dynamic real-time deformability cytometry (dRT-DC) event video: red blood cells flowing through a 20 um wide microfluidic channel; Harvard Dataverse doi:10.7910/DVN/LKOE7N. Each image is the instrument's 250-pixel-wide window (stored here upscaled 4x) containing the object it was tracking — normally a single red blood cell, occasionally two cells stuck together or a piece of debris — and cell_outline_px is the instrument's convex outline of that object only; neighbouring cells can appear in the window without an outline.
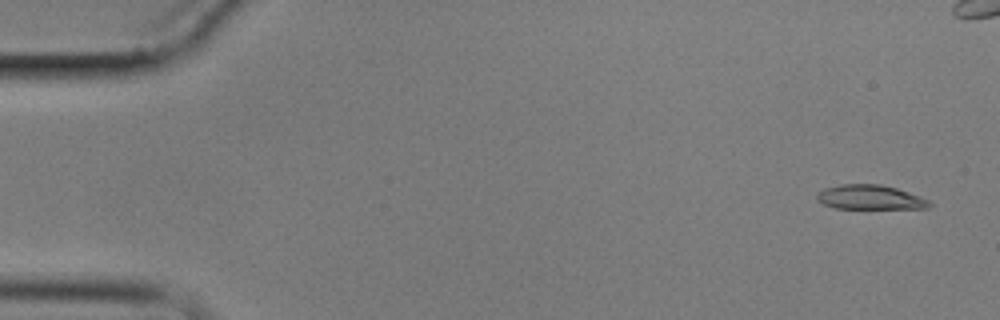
{"species": "common noctule bat (a hibernating species)", "species_latin": "Nyctalus noctula", "temperature_condition": "cold", "stored_images_in_passage": 5, "camera_frame_rate_fps": 3000, "um_per_image_px": 0.085, "animal": {"sex": "male", "body_mass_g": 17.9}, "frame": {"image": 1, "passage_image": 1, "time_ms": 0.0, "image_size_px": [1000, 320], "cell_outline_px": [[932, 204], [928, 208], [836, 208], [824, 204], [816, 200], [816, 192], [824, 188], [840, 184], [880, 184], [896, 188], [920, 196], [928, 200]], "centroid_in_image_um": [73.91, 16.76], "position_along_channel_um": 11.1, "area_um2": 16.01}}